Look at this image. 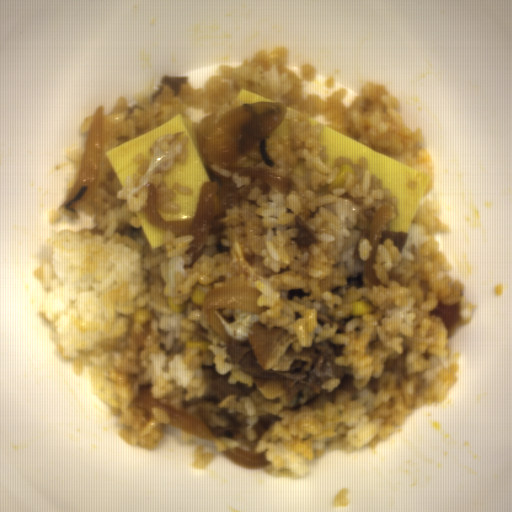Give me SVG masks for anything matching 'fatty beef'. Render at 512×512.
Returning a JSON list of instances; mask_svg holds the SVG:
<instances>
[{
    "label": "fatty beef",
    "instance_id": "1",
    "mask_svg": "<svg viewBox=\"0 0 512 512\" xmlns=\"http://www.w3.org/2000/svg\"><path fill=\"white\" fill-rule=\"evenodd\" d=\"M228 337L225 346L228 357L222 361L240 365L241 371L252 376V386L240 381L229 383L231 370L221 375L213 362L212 365L201 364L203 382L207 385L202 395L188 398L184 385L171 378L167 382L171 390L156 400L200 419L214 437L245 442L252 451L260 438L283 419L272 413L259 415L252 426L256 439L249 440L246 438L248 418L245 414L220 409L218 405L224 399L234 396L238 402L251 396L268 380H277L287 401L306 405L324 393L321 383L329 379L343 380L346 376V366L334 364L344 344H330L327 340L303 347V351L296 354L291 346L297 341L296 335H289L280 327L268 330L266 324L259 321L252 325L248 339H236L229 334Z\"/></svg>",
    "mask_w": 512,
    "mask_h": 512
},
{
    "label": "fatty beef",
    "instance_id": "2",
    "mask_svg": "<svg viewBox=\"0 0 512 512\" xmlns=\"http://www.w3.org/2000/svg\"><path fill=\"white\" fill-rule=\"evenodd\" d=\"M430 315H437L441 318L446 328L449 342L458 328L464 324L461 313V303L455 305H443L440 300L437 308L430 311Z\"/></svg>",
    "mask_w": 512,
    "mask_h": 512
},
{
    "label": "fatty beef",
    "instance_id": "3",
    "mask_svg": "<svg viewBox=\"0 0 512 512\" xmlns=\"http://www.w3.org/2000/svg\"><path fill=\"white\" fill-rule=\"evenodd\" d=\"M294 228H299L298 236L297 238H293L291 240L297 244L300 252L311 244L324 242L312 231V229L298 214L295 218Z\"/></svg>",
    "mask_w": 512,
    "mask_h": 512
},
{
    "label": "fatty beef",
    "instance_id": "4",
    "mask_svg": "<svg viewBox=\"0 0 512 512\" xmlns=\"http://www.w3.org/2000/svg\"><path fill=\"white\" fill-rule=\"evenodd\" d=\"M188 79L189 76L164 74L159 82L158 87L153 92V99L162 94L164 86H170L176 98L182 91V83H188Z\"/></svg>",
    "mask_w": 512,
    "mask_h": 512
},
{
    "label": "fatty beef",
    "instance_id": "5",
    "mask_svg": "<svg viewBox=\"0 0 512 512\" xmlns=\"http://www.w3.org/2000/svg\"><path fill=\"white\" fill-rule=\"evenodd\" d=\"M408 235H409V233L395 232V231H388V230L381 229L378 245L384 244L385 241L387 239H389L390 242L394 246L398 247V252H400L402 254Z\"/></svg>",
    "mask_w": 512,
    "mask_h": 512
}]
</instances>
